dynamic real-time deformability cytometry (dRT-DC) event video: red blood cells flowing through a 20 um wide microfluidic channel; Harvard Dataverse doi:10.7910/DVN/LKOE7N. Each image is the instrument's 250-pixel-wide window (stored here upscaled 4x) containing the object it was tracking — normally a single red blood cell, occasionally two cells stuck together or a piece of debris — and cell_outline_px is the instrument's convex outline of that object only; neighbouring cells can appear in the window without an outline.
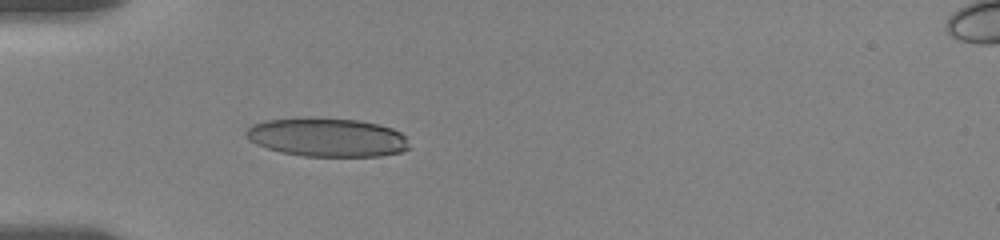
{"species": "human", "species_latin": "Homo sapiens", "temperature_condition": "room temperature", "stored_images_in_passage": 9, "camera_frame_rate_fps": 3000, "um_per_image_px": 0.085, "donor": {"sex": "female"}, "frame": {"image": 1, "passage_image": 7, "time_ms": 4.667, "image_size_px": [1000, 240], "cell_outline_px": [[412, 148], [400, 152], [380, 156], [304, 156], [280, 152], [256, 144], [248, 140], [244, 136], [244, 132], [252, 124], [268, 120], [360, 120], [392, 128], [400, 132], [404, 136]], "centroid_in_image_um": [27.83, 11.72], "position_along_channel_um": 57.2, "area_um2": 35.95}}
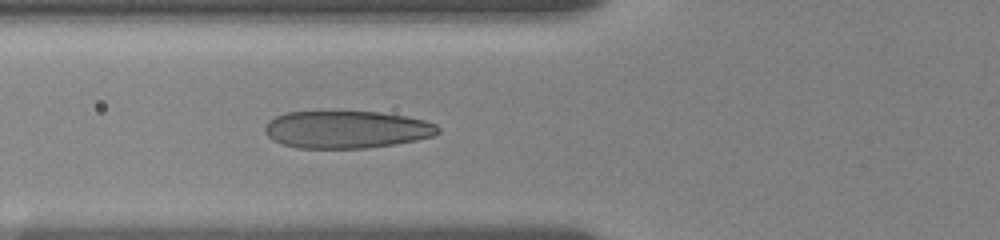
{"frame": {"image": 2, "passage_image": 9, "time_ms": 6.0, "image_size_px": [1000, 240], "cell_outline_px": [[440, 132], [432, 136], [416, 140], [392, 144], [364, 148], [300, 148], [284, 144], [272, 140], [264, 132], [264, 128], [268, 120], [276, 116], [288, 112], [380, 112], [404, 116], [424, 120], [436, 124], [440, 128]], "centroid_in_image_um": [29.44, 11.01], "position_along_channel_um": 96.4, "area_um2": 37.57}}